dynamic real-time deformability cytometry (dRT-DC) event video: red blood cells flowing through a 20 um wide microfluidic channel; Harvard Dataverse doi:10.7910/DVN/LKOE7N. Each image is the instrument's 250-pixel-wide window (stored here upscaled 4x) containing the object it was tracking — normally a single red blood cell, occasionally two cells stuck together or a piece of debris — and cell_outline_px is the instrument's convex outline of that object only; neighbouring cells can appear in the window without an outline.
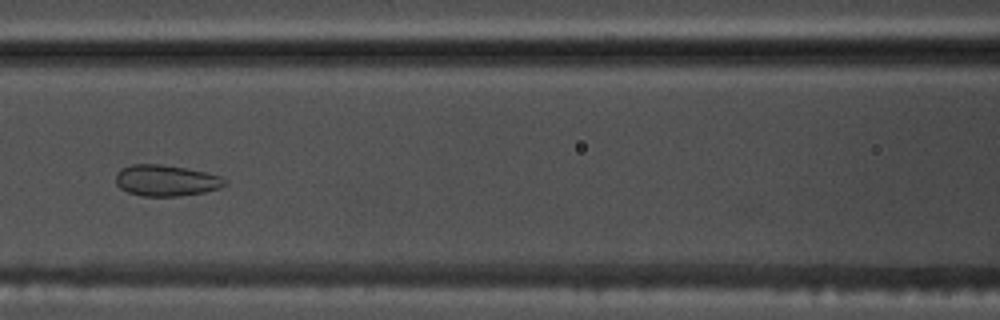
{"species": "common noctule bat (a hibernating species)", "species_latin": "Nyctalus noctula", "temperature_condition": "warm", "stored_images_in_passage": 41, "camera_frame_rate_fps": 3000, "um_per_image_px": 0.085, "animal": {"sex": "male", "body_mass_g": 17.5, "forearm_length_mm": 52.3}, "frame": {"image": 1, "passage_image": 12, "time_ms": 3.667, "image_size_px": [1000, 320], "cell_outline_px": [[228, 184], [220, 188], [204, 192], [176, 196], [140, 196], [128, 192], [120, 188], [116, 184], [116, 172], [120, 168], [132, 164], [160, 164], [184, 168], [204, 172], [220, 176], [228, 180]], "centroid_in_image_um": [14.1, 15.34], "position_along_channel_um": 152.5, "area_um2": 19.88}}
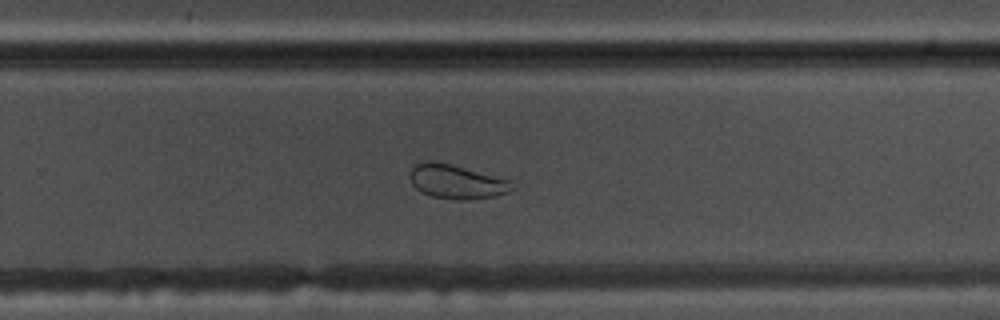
{"frame": {"image": 2, "passage_image": 23, "time_ms": 7.333, "image_size_px": [1000, 320], "cell_outline_px": [[516, 188], [508, 192], [492, 196], [464, 200], [456, 200], [432, 196], [420, 192], [412, 184], [412, 168], [416, 164], [428, 160], [432, 160], [452, 164], [508, 180]], "centroid_in_image_um": [38.79, 15.44], "position_along_channel_um": 291.0, "area_um2": 19.94}}
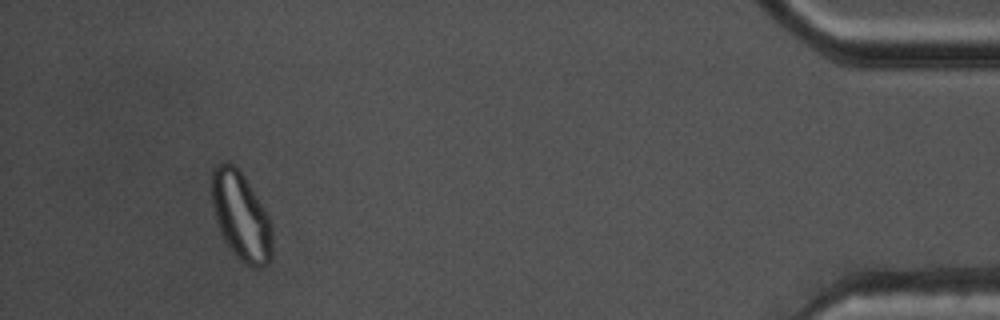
{"frame": {"image": 3, "passage_image": 38, "time_ms": 12.333, "image_size_px": [1000, 320], "cell_outline_px": [[272, 256], [268, 264], [260, 268], [252, 268], [244, 264], [240, 260], [224, 240], [220, 232], [216, 220], [212, 204], [212, 168], [216, 164], [224, 160], [232, 164], [244, 176], [268, 216], [272, 224]], "centroid_in_image_um": [20.49, 18.4], "position_along_channel_um": 414.7, "area_um2": 31.1}}